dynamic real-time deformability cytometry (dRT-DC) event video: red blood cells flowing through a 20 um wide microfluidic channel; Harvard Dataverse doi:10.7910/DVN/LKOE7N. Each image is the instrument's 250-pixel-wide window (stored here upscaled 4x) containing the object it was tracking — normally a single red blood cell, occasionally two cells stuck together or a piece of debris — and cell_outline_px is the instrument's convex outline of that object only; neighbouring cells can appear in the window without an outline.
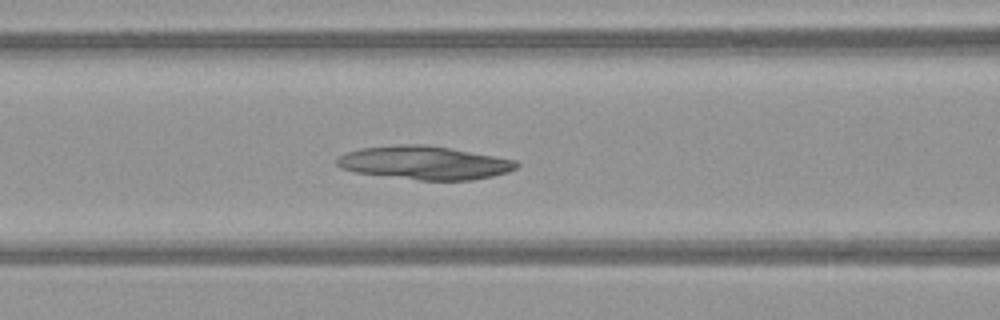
{"species": "common noctule bat (a hibernating species)", "species_latin": "Nyctalus noctula", "temperature_condition": "warm", "stored_images_in_passage": 36, "camera_frame_rate_fps": 3000, "um_per_image_px": 0.085, "animal": {"sex": "female", "body_mass_g": 21.9}, "frame": {"image": 1, "passage_image": 7, "time_ms": 2.0, "image_size_px": [1000, 320], "cell_outline_px": [[520, 164], [516, 168], [508, 172], [492, 176], [472, 180], [420, 180], [356, 172], [340, 168], [336, 164], [336, 160], [344, 152], [360, 148], [404, 144], [424, 144], [452, 148], [516, 160]], "centroid_in_image_um": [36.08, 13.83], "position_along_channel_um": 130.5, "area_um2": 34.91}}
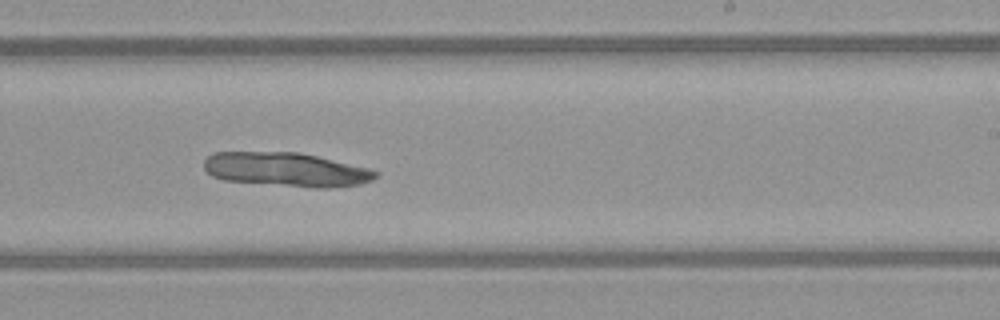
{"frame": {"image": 2, "passage_image": 17, "time_ms": 5.333, "image_size_px": [1000, 320], "cell_outline_px": [[380, 176], [372, 180], [360, 184], [328, 188], [312, 188], [224, 180], [212, 176], [204, 168], [204, 160], [212, 152], [300, 152], [368, 168], [380, 172]], "centroid_in_image_um": [24.34, 14.41], "position_along_channel_um": 264.7, "area_um2": 34.16}}
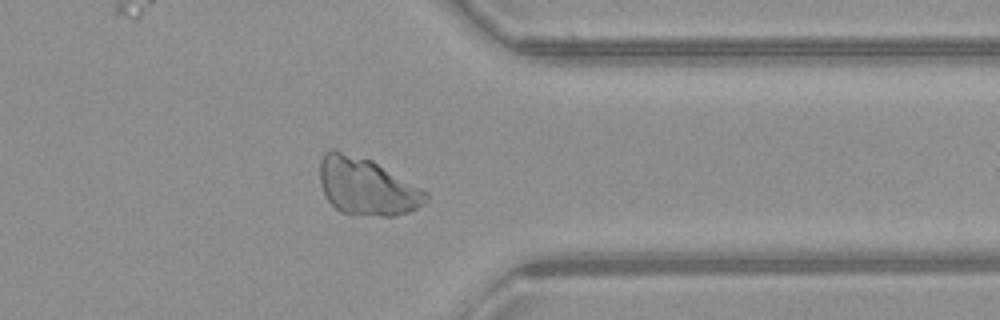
{"frame": {"image": 3, "passage_image": 26, "time_ms": 8.333, "image_size_px": [1000, 320], "cell_outline_px": [[428, 200], [424, 204], [408, 212], [392, 216], [384, 216], [340, 212], [328, 200], [320, 184], [320, 160], [324, 152], [328, 148], [332, 148], [372, 160], [428, 192]], "centroid_in_image_um": [31.16, 15.83], "position_along_channel_um": 380.2, "area_um2": 35.26}}